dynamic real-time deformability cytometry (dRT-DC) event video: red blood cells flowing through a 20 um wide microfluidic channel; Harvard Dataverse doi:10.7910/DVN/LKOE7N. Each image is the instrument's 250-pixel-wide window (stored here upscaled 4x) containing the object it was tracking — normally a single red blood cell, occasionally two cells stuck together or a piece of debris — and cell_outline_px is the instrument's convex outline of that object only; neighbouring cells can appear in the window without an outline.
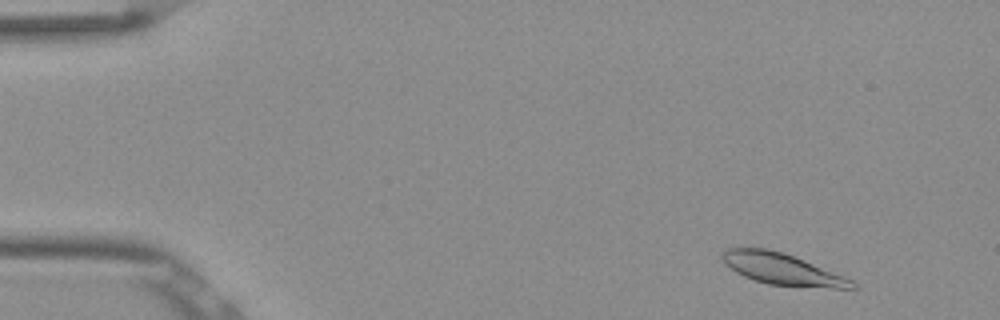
{"species": "Egyptian fruit bat (a non-hibernating species)", "species_latin": "Rousettus aegyptiacus", "temperature_condition": "room temperature", "stored_images_in_passage": 51, "camera_frame_rate_fps": 3000, "um_per_image_px": 0.085, "frame": {"image": 1, "passage_image": 3, "time_ms": 0.667, "image_size_px": [1000, 320], "cell_outline_px": [[856, 288], [836, 288], [768, 284], [744, 276], [736, 272], [724, 264], [720, 256], [728, 248], [768, 248], [784, 252], [844, 276], [852, 280], [856, 284]], "centroid_in_image_um": [66.45, 22.85], "position_along_channel_um": 18.5, "area_um2": 23.47}}
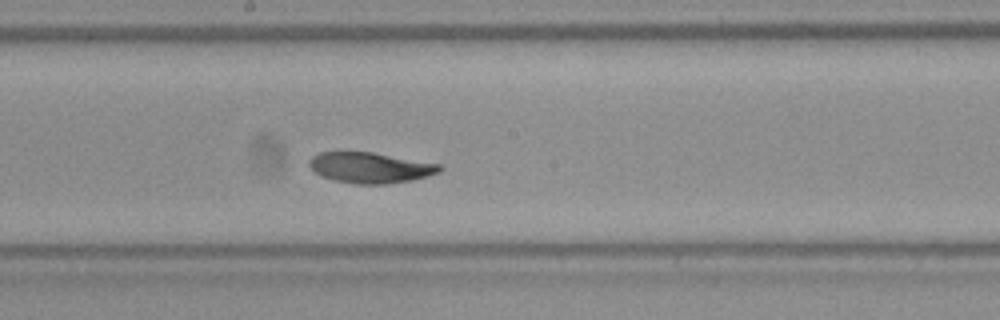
{"frame": {"image": 2, "passage_image": 27, "time_ms": 8.667, "image_size_px": [1000, 320], "cell_outline_px": [[444, 168], [440, 172], [428, 176], [412, 180], [384, 184], [356, 184], [336, 180], [324, 176], [316, 172], [308, 164], [308, 160], [312, 156], [320, 152], [372, 152], [440, 164]], "centroid_in_image_um": [31.51, 14.24], "position_along_channel_um": 216.7, "area_um2": 23.12}}
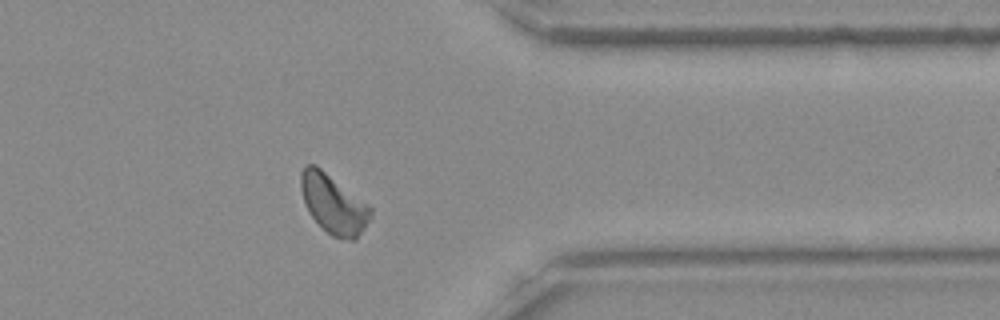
{"frame": {"image": 3, "passage_image": 41, "time_ms": 13.333, "image_size_px": [1000, 320], "cell_outline_px": [[372, 216], [356, 240], [348, 240], [332, 236], [312, 216], [304, 200], [300, 188], [300, 172], [304, 164], [316, 164], [368, 204], [372, 208]], "centroid_in_image_um": [28.35, 17.31], "position_along_channel_um": 383.1, "area_um2": 23.87}, "authors_computed_cell_mechanics": {"area_um2": 23.8136, "velocity_mm_per_s": 3.7937, "shape_relaxation_time_tau1_ms": 2.9623, "shape_relaxation_time_tau2_ms": 1.969, "deformation_change_tau1": 0.116, "deformation_change_tau2": 0.037}}